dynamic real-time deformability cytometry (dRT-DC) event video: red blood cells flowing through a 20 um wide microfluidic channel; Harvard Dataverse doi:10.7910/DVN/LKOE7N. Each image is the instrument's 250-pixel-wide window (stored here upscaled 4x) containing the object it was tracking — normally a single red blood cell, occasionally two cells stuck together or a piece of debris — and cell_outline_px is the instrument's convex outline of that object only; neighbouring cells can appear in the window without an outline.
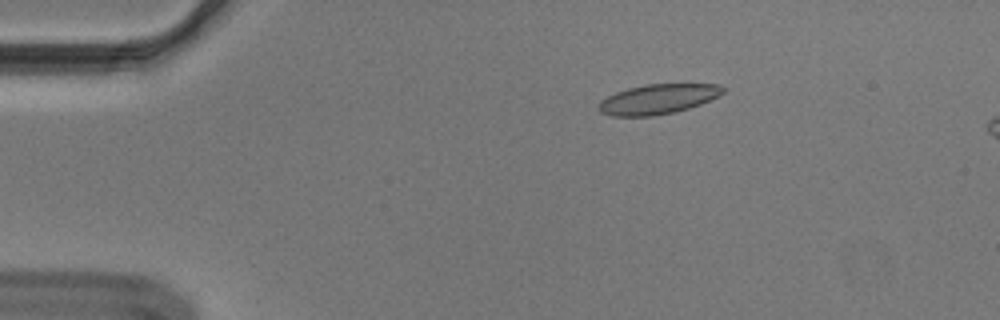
{"species": "Egyptian fruit bat (a non-hibernating species)", "species_latin": "Rousettus aegyptiacus", "temperature_condition": "cold", "stored_images_in_passage": 16, "camera_frame_rate_fps": 3000, "um_per_image_px": 0.085, "animal": {"sex": "male"}, "frame": {"image": 1, "passage_image": 10, "time_ms": 3.0, "image_size_px": [1000, 320], "cell_outline_px": [[728, 88], [720, 96], [700, 104], [688, 108], [672, 112], [652, 116], [612, 116], [600, 112], [600, 100], [616, 92], [628, 88], [644, 84], [720, 84]], "centroid_in_image_um": [55.97, 8.41], "position_along_channel_um": 29.0, "area_um2": 21.62}}